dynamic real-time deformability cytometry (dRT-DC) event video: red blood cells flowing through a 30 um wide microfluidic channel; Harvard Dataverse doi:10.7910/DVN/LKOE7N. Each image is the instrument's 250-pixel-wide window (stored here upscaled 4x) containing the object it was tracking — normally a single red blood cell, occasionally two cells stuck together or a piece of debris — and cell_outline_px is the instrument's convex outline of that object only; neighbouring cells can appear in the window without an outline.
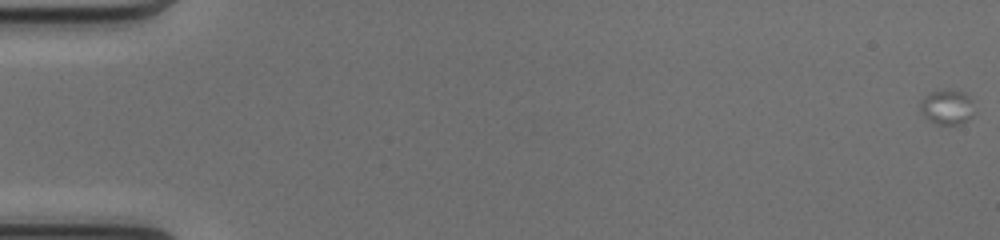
{"species": "common noctule bat (a hibernating species)", "species_latin": "Nyctalus noctula", "temperature_condition": "cold", "stored_images_in_passage": 18, "camera_frame_rate_fps": 3000, "um_per_image_px": 0.085, "animal": {"sex": "female", "body_mass_g": 17.0, "forearm_length_mm": 48.0}, "frame": {"image": 1, "passage_image": 1, "time_ms": 0.0, "image_size_px": [1000, 240], "cell_outline_px": [[976, 112], [968, 120], [960, 124], [936, 124], [928, 120], [924, 116], [920, 108], [920, 104], [924, 96], [928, 92], [940, 88], [948, 88], [964, 92], [972, 100]], "centroid_in_image_um": [80.52, 9.06], "position_along_channel_um": 4.5, "area_um2": 11.44}}